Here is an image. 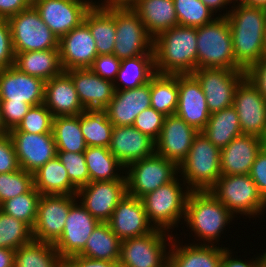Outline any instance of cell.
<instances>
[{"label":"cell","instance_id":"cell-50","mask_svg":"<svg viewBox=\"0 0 266 267\" xmlns=\"http://www.w3.org/2000/svg\"><path fill=\"white\" fill-rule=\"evenodd\" d=\"M121 59L114 54L98 55L89 69L105 80H116L121 65Z\"/></svg>","mask_w":266,"mask_h":267},{"label":"cell","instance_id":"cell-63","mask_svg":"<svg viewBox=\"0 0 266 267\" xmlns=\"http://www.w3.org/2000/svg\"><path fill=\"white\" fill-rule=\"evenodd\" d=\"M9 133V131L6 129L3 120H2V113H1V109H0V135H4Z\"/></svg>","mask_w":266,"mask_h":267},{"label":"cell","instance_id":"cell-9","mask_svg":"<svg viewBox=\"0 0 266 267\" xmlns=\"http://www.w3.org/2000/svg\"><path fill=\"white\" fill-rule=\"evenodd\" d=\"M14 53L59 49V39L32 5L8 19Z\"/></svg>","mask_w":266,"mask_h":267},{"label":"cell","instance_id":"cell-39","mask_svg":"<svg viewBox=\"0 0 266 267\" xmlns=\"http://www.w3.org/2000/svg\"><path fill=\"white\" fill-rule=\"evenodd\" d=\"M151 107L165 116L178 107V75L156 73L150 80Z\"/></svg>","mask_w":266,"mask_h":267},{"label":"cell","instance_id":"cell-67","mask_svg":"<svg viewBox=\"0 0 266 267\" xmlns=\"http://www.w3.org/2000/svg\"><path fill=\"white\" fill-rule=\"evenodd\" d=\"M264 250L265 251L263 253L261 252V254H262V258L266 261V248Z\"/></svg>","mask_w":266,"mask_h":267},{"label":"cell","instance_id":"cell-7","mask_svg":"<svg viewBox=\"0 0 266 267\" xmlns=\"http://www.w3.org/2000/svg\"><path fill=\"white\" fill-rule=\"evenodd\" d=\"M174 236L173 233L155 229L146 235L121 241L119 266L164 267L169 263V251Z\"/></svg>","mask_w":266,"mask_h":267},{"label":"cell","instance_id":"cell-2","mask_svg":"<svg viewBox=\"0 0 266 267\" xmlns=\"http://www.w3.org/2000/svg\"><path fill=\"white\" fill-rule=\"evenodd\" d=\"M235 218L210 191H191L183 224L191 229V234H194L192 238L200 241H194L195 244L223 247L220 245V237Z\"/></svg>","mask_w":266,"mask_h":267},{"label":"cell","instance_id":"cell-23","mask_svg":"<svg viewBox=\"0 0 266 267\" xmlns=\"http://www.w3.org/2000/svg\"><path fill=\"white\" fill-rule=\"evenodd\" d=\"M108 148L126 168L133 162L152 156L155 141L134 126H114Z\"/></svg>","mask_w":266,"mask_h":267},{"label":"cell","instance_id":"cell-30","mask_svg":"<svg viewBox=\"0 0 266 267\" xmlns=\"http://www.w3.org/2000/svg\"><path fill=\"white\" fill-rule=\"evenodd\" d=\"M154 39L160 33L178 26L173 0H139L131 7Z\"/></svg>","mask_w":266,"mask_h":267},{"label":"cell","instance_id":"cell-68","mask_svg":"<svg viewBox=\"0 0 266 267\" xmlns=\"http://www.w3.org/2000/svg\"><path fill=\"white\" fill-rule=\"evenodd\" d=\"M164 267H172L169 263L167 265H165Z\"/></svg>","mask_w":266,"mask_h":267},{"label":"cell","instance_id":"cell-12","mask_svg":"<svg viewBox=\"0 0 266 267\" xmlns=\"http://www.w3.org/2000/svg\"><path fill=\"white\" fill-rule=\"evenodd\" d=\"M76 201V195H41L32 229L33 240L54 244L61 237L70 207Z\"/></svg>","mask_w":266,"mask_h":267},{"label":"cell","instance_id":"cell-20","mask_svg":"<svg viewBox=\"0 0 266 267\" xmlns=\"http://www.w3.org/2000/svg\"><path fill=\"white\" fill-rule=\"evenodd\" d=\"M107 223L121 241L155 230L148 220L141 199L129 194H125L119 201Z\"/></svg>","mask_w":266,"mask_h":267},{"label":"cell","instance_id":"cell-34","mask_svg":"<svg viewBox=\"0 0 266 267\" xmlns=\"http://www.w3.org/2000/svg\"><path fill=\"white\" fill-rule=\"evenodd\" d=\"M156 74L154 55L123 59L114 81L115 91L141 87Z\"/></svg>","mask_w":266,"mask_h":267},{"label":"cell","instance_id":"cell-27","mask_svg":"<svg viewBox=\"0 0 266 267\" xmlns=\"http://www.w3.org/2000/svg\"><path fill=\"white\" fill-rule=\"evenodd\" d=\"M101 1L92 5L83 22L94 37L98 55L113 54L116 35L115 3L110 0Z\"/></svg>","mask_w":266,"mask_h":267},{"label":"cell","instance_id":"cell-22","mask_svg":"<svg viewBox=\"0 0 266 267\" xmlns=\"http://www.w3.org/2000/svg\"><path fill=\"white\" fill-rule=\"evenodd\" d=\"M178 107L176 115L199 132L211 115L200 83L192 74L178 75Z\"/></svg>","mask_w":266,"mask_h":267},{"label":"cell","instance_id":"cell-1","mask_svg":"<svg viewBox=\"0 0 266 267\" xmlns=\"http://www.w3.org/2000/svg\"><path fill=\"white\" fill-rule=\"evenodd\" d=\"M156 73L185 75L197 69V28L174 26L153 39Z\"/></svg>","mask_w":266,"mask_h":267},{"label":"cell","instance_id":"cell-10","mask_svg":"<svg viewBox=\"0 0 266 267\" xmlns=\"http://www.w3.org/2000/svg\"><path fill=\"white\" fill-rule=\"evenodd\" d=\"M116 35L113 54L118 59L154 55L153 38L131 7L115 4Z\"/></svg>","mask_w":266,"mask_h":267},{"label":"cell","instance_id":"cell-31","mask_svg":"<svg viewBox=\"0 0 266 267\" xmlns=\"http://www.w3.org/2000/svg\"><path fill=\"white\" fill-rule=\"evenodd\" d=\"M13 66L45 82L64 71L59 49L15 53Z\"/></svg>","mask_w":266,"mask_h":267},{"label":"cell","instance_id":"cell-49","mask_svg":"<svg viewBox=\"0 0 266 267\" xmlns=\"http://www.w3.org/2000/svg\"><path fill=\"white\" fill-rule=\"evenodd\" d=\"M165 117L164 114L150 107L136 117L133 126L156 141L160 135Z\"/></svg>","mask_w":266,"mask_h":267},{"label":"cell","instance_id":"cell-32","mask_svg":"<svg viewBox=\"0 0 266 267\" xmlns=\"http://www.w3.org/2000/svg\"><path fill=\"white\" fill-rule=\"evenodd\" d=\"M34 187L41 195H76L67 170L56 155L34 174Z\"/></svg>","mask_w":266,"mask_h":267},{"label":"cell","instance_id":"cell-38","mask_svg":"<svg viewBox=\"0 0 266 267\" xmlns=\"http://www.w3.org/2000/svg\"><path fill=\"white\" fill-rule=\"evenodd\" d=\"M52 133L57 151L84 153L87 148L80 128V114L55 116Z\"/></svg>","mask_w":266,"mask_h":267},{"label":"cell","instance_id":"cell-19","mask_svg":"<svg viewBox=\"0 0 266 267\" xmlns=\"http://www.w3.org/2000/svg\"><path fill=\"white\" fill-rule=\"evenodd\" d=\"M45 81L30 76L13 65L0 70V102H25L31 106L43 104Z\"/></svg>","mask_w":266,"mask_h":267},{"label":"cell","instance_id":"cell-51","mask_svg":"<svg viewBox=\"0 0 266 267\" xmlns=\"http://www.w3.org/2000/svg\"><path fill=\"white\" fill-rule=\"evenodd\" d=\"M32 106L25 102H0L3 123L8 131L16 128Z\"/></svg>","mask_w":266,"mask_h":267},{"label":"cell","instance_id":"cell-3","mask_svg":"<svg viewBox=\"0 0 266 267\" xmlns=\"http://www.w3.org/2000/svg\"><path fill=\"white\" fill-rule=\"evenodd\" d=\"M190 192L185 182L177 176L169 183L140 198L148 220L155 229L172 233L176 227H179L178 224H183L181 222L185 219Z\"/></svg>","mask_w":266,"mask_h":267},{"label":"cell","instance_id":"cell-18","mask_svg":"<svg viewBox=\"0 0 266 267\" xmlns=\"http://www.w3.org/2000/svg\"><path fill=\"white\" fill-rule=\"evenodd\" d=\"M198 132L176 114L166 116L160 135L155 141V153L180 165Z\"/></svg>","mask_w":266,"mask_h":267},{"label":"cell","instance_id":"cell-35","mask_svg":"<svg viewBox=\"0 0 266 267\" xmlns=\"http://www.w3.org/2000/svg\"><path fill=\"white\" fill-rule=\"evenodd\" d=\"M202 133L219 149L227 146L242 134L236 109L231 106L212 113Z\"/></svg>","mask_w":266,"mask_h":267},{"label":"cell","instance_id":"cell-62","mask_svg":"<svg viewBox=\"0 0 266 267\" xmlns=\"http://www.w3.org/2000/svg\"><path fill=\"white\" fill-rule=\"evenodd\" d=\"M110 1L119 6L132 7L139 0H110Z\"/></svg>","mask_w":266,"mask_h":267},{"label":"cell","instance_id":"cell-14","mask_svg":"<svg viewBox=\"0 0 266 267\" xmlns=\"http://www.w3.org/2000/svg\"><path fill=\"white\" fill-rule=\"evenodd\" d=\"M127 194L126 180L96 181L77 190V200L100 223H107Z\"/></svg>","mask_w":266,"mask_h":267},{"label":"cell","instance_id":"cell-54","mask_svg":"<svg viewBox=\"0 0 266 267\" xmlns=\"http://www.w3.org/2000/svg\"><path fill=\"white\" fill-rule=\"evenodd\" d=\"M263 199L266 201V145L256 155L249 172Z\"/></svg>","mask_w":266,"mask_h":267},{"label":"cell","instance_id":"cell-26","mask_svg":"<svg viewBox=\"0 0 266 267\" xmlns=\"http://www.w3.org/2000/svg\"><path fill=\"white\" fill-rule=\"evenodd\" d=\"M150 107L149 82L138 88L115 91L105 111L113 126H133L136 117Z\"/></svg>","mask_w":266,"mask_h":267},{"label":"cell","instance_id":"cell-6","mask_svg":"<svg viewBox=\"0 0 266 267\" xmlns=\"http://www.w3.org/2000/svg\"><path fill=\"white\" fill-rule=\"evenodd\" d=\"M238 220V216L260 218L266 211V201L260 195L249 174L221 175L209 190ZM238 215V216H236Z\"/></svg>","mask_w":266,"mask_h":267},{"label":"cell","instance_id":"cell-8","mask_svg":"<svg viewBox=\"0 0 266 267\" xmlns=\"http://www.w3.org/2000/svg\"><path fill=\"white\" fill-rule=\"evenodd\" d=\"M179 176L178 165L157 153L125 168L127 194L141 198Z\"/></svg>","mask_w":266,"mask_h":267},{"label":"cell","instance_id":"cell-11","mask_svg":"<svg viewBox=\"0 0 266 267\" xmlns=\"http://www.w3.org/2000/svg\"><path fill=\"white\" fill-rule=\"evenodd\" d=\"M192 75L201 85L211 114L233 106L235 90L246 77L245 71L211 68L196 69Z\"/></svg>","mask_w":266,"mask_h":267},{"label":"cell","instance_id":"cell-48","mask_svg":"<svg viewBox=\"0 0 266 267\" xmlns=\"http://www.w3.org/2000/svg\"><path fill=\"white\" fill-rule=\"evenodd\" d=\"M57 156L67 170L70 182L77 189L90 182L84 153L57 151Z\"/></svg>","mask_w":266,"mask_h":267},{"label":"cell","instance_id":"cell-55","mask_svg":"<svg viewBox=\"0 0 266 267\" xmlns=\"http://www.w3.org/2000/svg\"><path fill=\"white\" fill-rule=\"evenodd\" d=\"M247 79L258 89L266 99V55L251 65L246 71Z\"/></svg>","mask_w":266,"mask_h":267},{"label":"cell","instance_id":"cell-59","mask_svg":"<svg viewBox=\"0 0 266 267\" xmlns=\"http://www.w3.org/2000/svg\"><path fill=\"white\" fill-rule=\"evenodd\" d=\"M213 13H215V15L218 17H227L229 11L231 10L230 5L231 3L229 2V0H201ZM229 5V7H228ZM229 10H227L228 8ZM224 10L226 9L223 13H218L221 12L220 10ZM218 13V14H216Z\"/></svg>","mask_w":266,"mask_h":267},{"label":"cell","instance_id":"cell-37","mask_svg":"<svg viewBox=\"0 0 266 267\" xmlns=\"http://www.w3.org/2000/svg\"><path fill=\"white\" fill-rule=\"evenodd\" d=\"M14 267H64L55 245L32 240L15 251Z\"/></svg>","mask_w":266,"mask_h":267},{"label":"cell","instance_id":"cell-40","mask_svg":"<svg viewBox=\"0 0 266 267\" xmlns=\"http://www.w3.org/2000/svg\"><path fill=\"white\" fill-rule=\"evenodd\" d=\"M113 124L105 110H85L80 113V128L87 147H109Z\"/></svg>","mask_w":266,"mask_h":267},{"label":"cell","instance_id":"cell-44","mask_svg":"<svg viewBox=\"0 0 266 267\" xmlns=\"http://www.w3.org/2000/svg\"><path fill=\"white\" fill-rule=\"evenodd\" d=\"M33 240L32 229L0 210V247L17 250Z\"/></svg>","mask_w":266,"mask_h":267},{"label":"cell","instance_id":"cell-46","mask_svg":"<svg viewBox=\"0 0 266 267\" xmlns=\"http://www.w3.org/2000/svg\"><path fill=\"white\" fill-rule=\"evenodd\" d=\"M33 187L34 175L21 168L11 173H0V205L29 192Z\"/></svg>","mask_w":266,"mask_h":267},{"label":"cell","instance_id":"cell-65","mask_svg":"<svg viewBox=\"0 0 266 267\" xmlns=\"http://www.w3.org/2000/svg\"><path fill=\"white\" fill-rule=\"evenodd\" d=\"M263 47H264V54L266 55V24H265V30H264Z\"/></svg>","mask_w":266,"mask_h":267},{"label":"cell","instance_id":"cell-13","mask_svg":"<svg viewBox=\"0 0 266 267\" xmlns=\"http://www.w3.org/2000/svg\"><path fill=\"white\" fill-rule=\"evenodd\" d=\"M97 0H34L33 6L43 22L60 40L84 20L86 12Z\"/></svg>","mask_w":266,"mask_h":267},{"label":"cell","instance_id":"cell-29","mask_svg":"<svg viewBox=\"0 0 266 267\" xmlns=\"http://www.w3.org/2000/svg\"><path fill=\"white\" fill-rule=\"evenodd\" d=\"M170 247L169 264L172 267H220L225 245L222 247L194 242L183 245V240L181 242L175 235Z\"/></svg>","mask_w":266,"mask_h":267},{"label":"cell","instance_id":"cell-5","mask_svg":"<svg viewBox=\"0 0 266 267\" xmlns=\"http://www.w3.org/2000/svg\"><path fill=\"white\" fill-rule=\"evenodd\" d=\"M220 156L221 149L198 132L186 158L178 165L180 178L191 191H209L222 175Z\"/></svg>","mask_w":266,"mask_h":267},{"label":"cell","instance_id":"cell-15","mask_svg":"<svg viewBox=\"0 0 266 267\" xmlns=\"http://www.w3.org/2000/svg\"><path fill=\"white\" fill-rule=\"evenodd\" d=\"M233 107L238 114L242 134L266 139V99L245 77L237 86Z\"/></svg>","mask_w":266,"mask_h":267},{"label":"cell","instance_id":"cell-24","mask_svg":"<svg viewBox=\"0 0 266 267\" xmlns=\"http://www.w3.org/2000/svg\"><path fill=\"white\" fill-rule=\"evenodd\" d=\"M77 91L85 110H105L111 102L115 89L112 81L102 79L89 68L65 71Z\"/></svg>","mask_w":266,"mask_h":267},{"label":"cell","instance_id":"cell-42","mask_svg":"<svg viewBox=\"0 0 266 267\" xmlns=\"http://www.w3.org/2000/svg\"><path fill=\"white\" fill-rule=\"evenodd\" d=\"M231 35L235 60L245 71L265 55L264 33L231 32Z\"/></svg>","mask_w":266,"mask_h":267},{"label":"cell","instance_id":"cell-52","mask_svg":"<svg viewBox=\"0 0 266 267\" xmlns=\"http://www.w3.org/2000/svg\"><path fill=\"white\" fill-rule=\"evenodd\" d=\"M11 28L7 19L0 18V70L14 64Z\"/></svg>","mask_w":266,"mask_h":267},{"label":"cell","instance_id":"cell-41","mask_svg":"<svg viewBox=\"0 0 266 267\" xmlns=\"http://www.w3.org/2000/svg\"><path fill=\"white\" fill-rule=\"evenodd\" d=\"M226 18L231 32L264 33L266 9L235 3Z\"/></svg>","mask_w":266,"mask_h":267},{"label":"cell","instance_id":"cell-17","mask_svg":"<svg viewBox=\"0 0 266 267\" xmlns=\"http://www.w3.org/2000/svg\"><path fill=\"white\" fill-rule=\"evenodd\" d=\"M99 223L77 200L70 207L61 237L54 243L60 257L78 255Z\"/></svg>","mask_w":266,"mask_h":267},{"label":"cell","instance_id":"cell-60","mask_svg":"<svg viewBox=\"0 0 266 267\" xmlns=\"http://www.w3.org/2000/svg\"><path fill=\"white\" fill-rule=\"evenodd\" d=\"M15 250L0 247V267H14Z\"/></svg>","mask_w":266,"mask_h":267},{"label":"cell","instance_id":"cell-25","mask_svg":"<svg viewBox=\"0 0 266 267\" xmlns=\"http://www.w3.org/2000/svg\"><path fill=\"white\" fill-rule=\"evenodd\" d=\"M265 140L251 134H241L221 149L220 170L223 175L249 174L256 155Z\"/></svg>","mask_w":266,"mask_h":267},{"label":"cell","instance_id":"cell-56","mask_svg":"<svg viewBox=\"0 0 266 267\" xmlns=\"http://www.w3.org/2000/svg\"><path fill=\"white\" fill-rule=\"evenodd\" d=\"M64 267H120L118 262L92 259L81 255H73L64 259Z\"/></svg>","mask_w":266,"mask_h":267},{"label":"cell","instance_id":"cell-64","mask_svg":"<svg viewBox=\"0 0 266 267\" xmlns=\"http://www.w3.org/2000/svg\"><path fill=\"white\" fill-rule=\"evenodd\" d=\"M254 267H266V261L262 258Z\"/></svg>","mask_w":266,"mask_h":267},{"label":"cell","instance_id":"cell-47","mask_svg":"<svg viewBox=\"0 0 266 267\" xmlns=\"http://www.w3.org/2000/svg\"><path fill=\"white\" fill-rule=\"evenodd\" d=\"M54 116L44 105L32 106L19 125L10 131H22L31 134L52 133Z\"/></svg>","mask_w":266,"mask_h":267},{"label":"cell","instance_id":"cell-28","mask_svg":"<svg viewBox=\"0 0 266 267\" xmlns=\"http://www.w3.org/2000/svg\"><path fill=\"white\" fill-rule=\"evenodd\" d=\"M43 104L54 117L79 115L85 111L71 77L65 71L46 81Z\"/></svg>","mask_w":266,"mask_h":267},{"label":"cell","instance_id":"cell-45","mask_svg":"<svg viewBox=\"0 0 266 267\" xmlns=\"http://www.w3.org/2000/svg\"><path fill=\"white\" fill-rule=\"evenodd\" d=\"M180 26L201 27L216 16L201 0H173Z\"/></svg>","mask_w":266,"mask_h":267},{"label":"cell","instance_id":"cell-33","mask_svg":"<svg viewBox=\"0 0 266 267\" xmlns=\"http://www.w3.org/2000/svg\"><path fill=\"white\" fill-rule=\"evenodd\" d=\"M84 156L90 182L126 180L125 167L110 152L109 148L90 146L84 151Z\"/></svg>","mask_w":266,"mask_h":267},{"label":"cell","instance_id":"cell-61","mask_svg":"<svg viewBox=\"0 0 266 267\" xmlns=\"http://www.w3.org/2000/svg\"><path fill=\"white\" fill-rule=\"evenodd\" d=\"M241 3L247 6L261 7L266 9V0H243Z\"/></svg>","mask_w":266,"mask_h":267},{"label":"cell","instance_id":"cell-16","mask_svg":"<svg viewBox=\"0 0 266 267\" xmlns=\"http://www.w3.org/2000/svg\"><path fill=\"white\" fill-rule=\"evenodd\" d=\"M19 167L31 174L57 155L53 133L9 131Z\"/></svg>","mask_w":266,"mask_h":267},{"label":"cell","instance_id":"cell-57","mask_svg":"<svg viewBox=\"0 0 266 267\" xmlns=\"http://www.w3.org/2000/svg\"><path fill=\"white\" fill-rule=\"evenodd\" d=\"M258 254L259 256L254 255L256 256L255 258L252 257L249 260L245 259L243 261L241 258L238 259L236 255L234 258L233 250L225 247L223 249L220 267H254L262 259V254Z\"/></svg>","mask_w":266,"mask_h":267},{"label":"cell","instance_id":"cell-4","mask_svg":"<svg viewBox=\"0 0 266 267\" xmlns=\"http://www.w3.org/2000/svg\"><path fill=\"white\" fill-rule=\"evenodd\" d=\"M245 71L235 60L230 25L226 17L197 28V69Z\"/></svg>","mask_w":266,"mask_h":267},{"label":"cell","instance_id":"cell-53","mask_svg":"<svg viewBox=\"0 0 266 267\" xmlns=\"http://www.w3.org/2000/svg\"><path fill=\"white\" fill-rule=\"evenodd\" d=\"M18 169L17 155L9 133L0 135V173H11Z\"/></svg>","mask_w":266,"mask_h":267},{"label":"cell","instance_id":"cell-43","mask_svg":"<svg viewBox=\"0 0 266 267\" xmlns=\"http://www.w3.org/2000/svg\"><path fill=\"white\" fill-rule=\"evenodd\" d=\"M40 198L41 194L33 187L29 192L4 201L0 205V210L33 229Z\"/></svg>","mask_w":266,"mask_h":267},{"label":"cell","instance_id":"cell-36","mask_svg":"<svg viewBox=\"0 0 266 267\" xmlns=\"http://www.w3.org/2000/svg\"><path fill=\"white\" fill-rule=\"evenodd\" d=\"M120 244L121 240L112 231L108 223H99L86 241V246L78 255L118 262Z\"/></svg>","mask_w":266,"mask_h":267},{"label":"cell","instance_id":"cell-66","mask_svg":"<svg viewBox=\"0 0 266 267\" xmlns=\"http://www.w3.org/2000/svg\"><path fill=\"white\" fill-rule=\"evenodd\" d=\"M243 0H229V2L232 4H235V3H241Z\"/></svg>","mask_w":266,"mask_h":267},{"label":"cell","instance_id":"cell-58","mask_svg":"<svg viewBox=\"0 0 266 267\" xmlns=\"http://www.w3.org/2000/svg\"><path fill=\"white\" fill-rule=\"evenodd\" d=\"M32 4V0H0V18L8 20Z\"/></svg>","mask_w":266,"mask_h":267},{"label":"cell","instance_id":"cell-21","mask_svg":"<svg viewBox=\"0 0 266 267\" xmlns=\"http://www.w3.org/2000/svg\"><path fill=\"white\" fill-rule=\"evenodd\" d=\"M59 52L64 71L89 68L98 56L94 37L84 22L59 40Z\"/></svg>","mask_w":266,"mask_h":267}]
</instances>
